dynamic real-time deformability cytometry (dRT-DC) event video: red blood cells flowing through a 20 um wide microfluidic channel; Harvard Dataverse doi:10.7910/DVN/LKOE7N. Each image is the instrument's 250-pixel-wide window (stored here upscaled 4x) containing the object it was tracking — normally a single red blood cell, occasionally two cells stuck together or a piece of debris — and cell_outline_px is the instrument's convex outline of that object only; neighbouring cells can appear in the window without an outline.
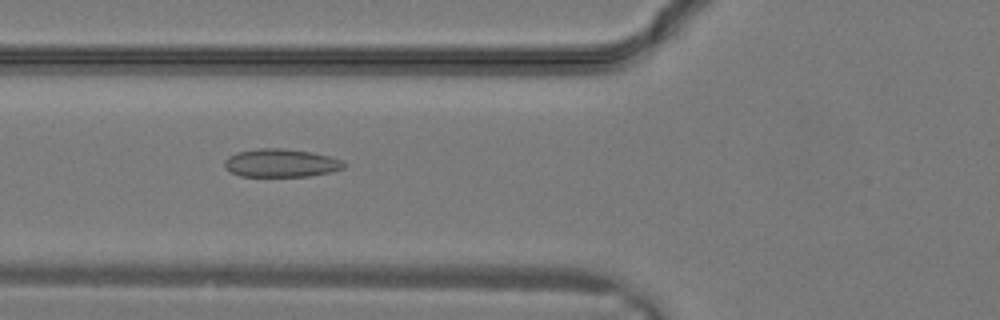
{"species": "common noctule bat (a hibernating species)", "species_latin": "Nyctalus noctula", "temperature_condition": "warm", "stored_images_in_passage": 26, "camera_frame_rate_fps": 3000, "um_per_image_px": 0.085, "animal": {"sex": "male", "body_mass_g": 19.2, "forearm_length_mm": 51.8}, "frame": {"image": 1, "passage_image": 7, "time_ms": 2.0, "image_size_px": [1000, 320], "cell_outline_px": [[344, 168], [328, 172], [308, 176], [240, 176], [224, 168], [224, 160], [228, 156], [236, 152], [256, 148], [284, 148], [312, 152], [328, 156], [340, 160], [344, 164]], "centroid_in_image_um": [23.81, 13.84], "position_along_channel_um": 102.0, "area_um2": 19.54}}
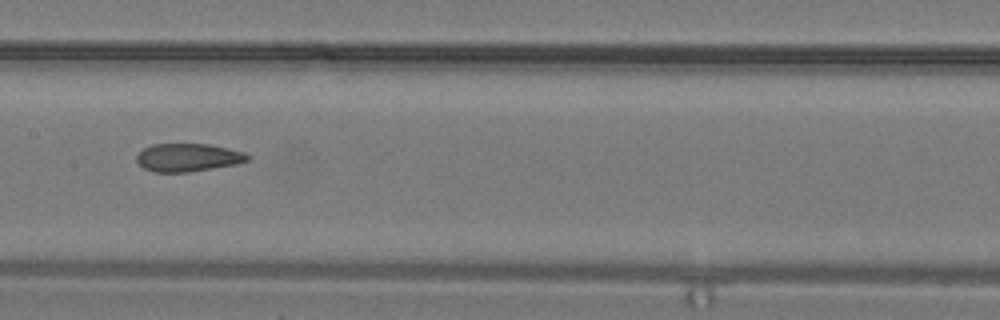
{"frame": {"image": 2, "passage_image": 11, "time_ms": 3.333, "image_size_px": [1000, 320], "cell_outline_px": [[252, 156], [248, 160], [236, 164], [188, 172], [156, 172], [144, 168], [136, 160], [136, 156], [144, 148], [152, 144], [208, 144], [228, 148], [244, 152]], "centroid_in_image_um": [15.99, 13.38], "position_along_channel_um": 191.4, "area_um2": 18.03}}
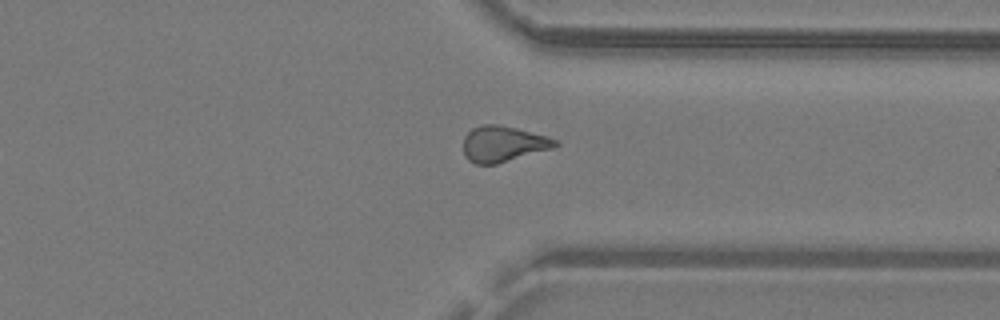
{"frame": {"image": 3, "passage_image": 19, "time_ms": 6.0, "image_size_px": [1000, 320], "cell_outline_px": [[560, 144], [552, 148], [496, 164], [476, 164], [468, 160], [464, 156], [464, 136], [472, 128], [484, 124], [500, 124], [516, 128], [544, 136], [556, 140]], "centroid_in_image_um": [42.72, 12.23], "position_along_channel_um": 368.7, "area_um2": 18.96}}